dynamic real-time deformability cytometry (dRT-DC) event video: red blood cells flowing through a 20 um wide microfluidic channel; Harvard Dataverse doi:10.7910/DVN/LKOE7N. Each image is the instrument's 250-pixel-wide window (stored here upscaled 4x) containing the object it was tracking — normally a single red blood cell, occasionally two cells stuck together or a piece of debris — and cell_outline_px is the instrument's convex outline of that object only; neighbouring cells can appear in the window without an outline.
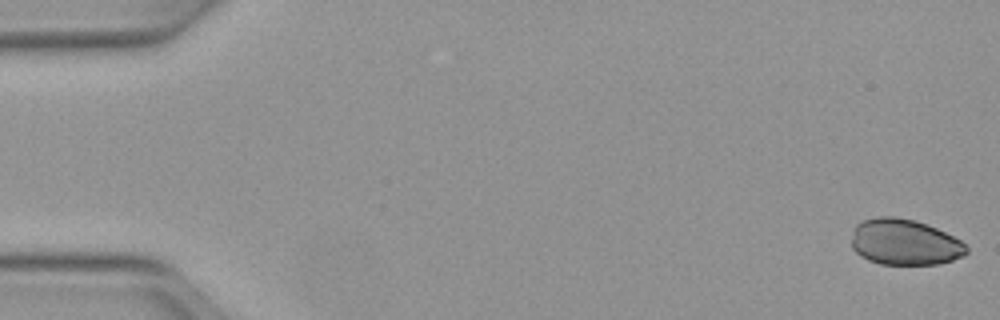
{"species": "Egyptian fruit bat (a non-hibernating species)", "species_latin": "Rousettus aegyptiacus", "temperature_condition": "warm", "stored_images_in_passage": 51, "camera_frame_rate_fps": 3000, "um_per_image_px": 0.085, "animal": {"sex": "female"}, "frame": {"image": 1, "passage_image": 1, "time_ms": 0.0, "image_size_px": [1000, 320], "cell_outline_px": [[968, 252], [964, 256], [940, 264], [880, 264], [868, 260], [860, 256], [852, 248], [852, 236], [856, 224], [864, 220], [876, 216], [896, 216], [916, 220], [936, 228], [960, 240], [968, 248]], "centroid_in_image_um": [76.88, 20.58], "position_along_channel_um": 8.1, "area_um2": 30.92}}
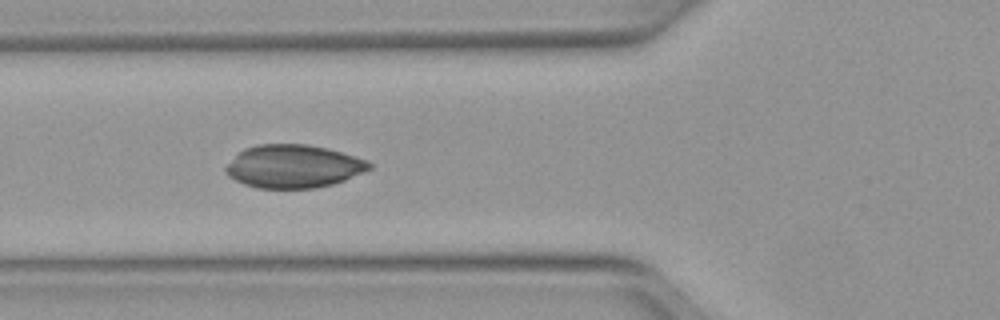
{"frame": {"image": 2, "passage_image": 19, "time_ms": 6.0, "image_size_px": [1000, 320], "cell_outline_px": [[372, 168], [364, 172], [344, 180], [332, 184], [312, 188], [256, 188], [244, 184], [228, 176], [224, 172], [224, 168], [244, 148], [256, 144], [308, 144], [328, 148], [368, 160], [372, 164]], "centroid_in_image_um": [24.95, 14.13], "position_along_channel_um": 100.9, "area_um2": 36.07}}
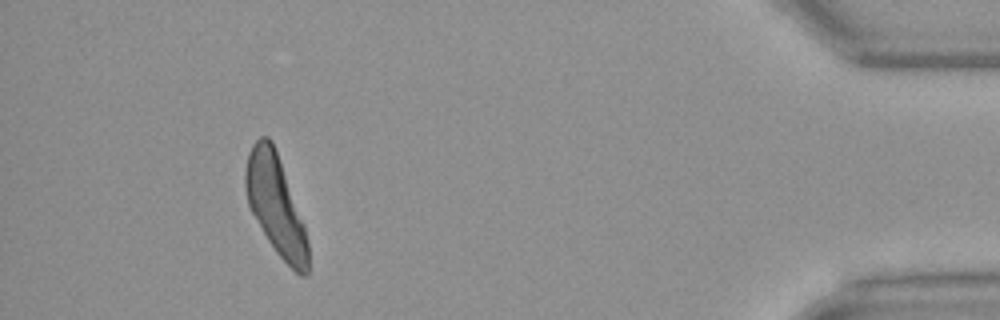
{"frame": {"image": 3, "passage_image": 47, "time_ms": 15.333, "image_size_px": [1000, 320], "cell_outline_px": [[308, 272], [304, 276], [300, 276], [276, 252], [268, 240], [252, 212], [248, 204], [244, 184], [244, 172], [248, 152], [252, 144], [260, 136], [268, 136], [272, 140], [304, 224], [308, 244]], "centroid_in_image_um": [23.41, 17.4], "position_along_channel_um": 411.8, "area_um2": 35.89}}